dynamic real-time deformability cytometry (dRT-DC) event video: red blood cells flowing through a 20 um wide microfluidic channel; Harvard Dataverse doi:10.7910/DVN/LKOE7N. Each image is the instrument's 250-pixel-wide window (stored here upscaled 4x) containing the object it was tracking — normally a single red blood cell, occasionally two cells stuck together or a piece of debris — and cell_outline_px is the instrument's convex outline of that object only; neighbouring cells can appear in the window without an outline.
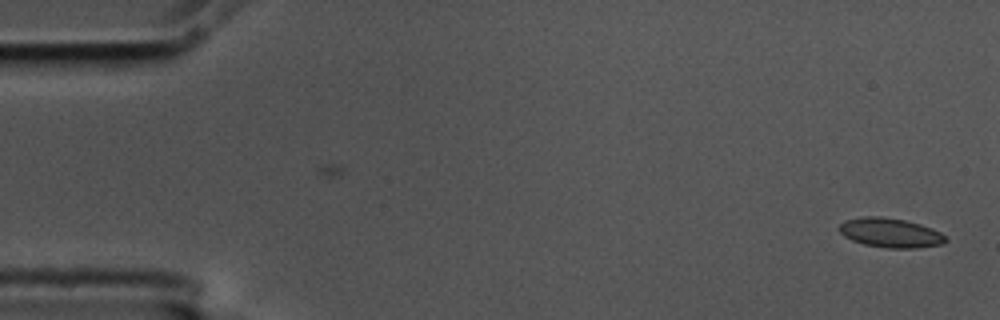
{"species": "common noctule bat (a hibernating species)", "species_latin": "Nyctalus noctula", "temperature_condition": "cold", "stored_images_in_passage": 2, "camera_frame_rate_fps": 3000, "um_per_image_px": 0.085, "animal": {"sex": "male", "body_mass_g": 17.5, "forearm_length_mm": 52.3}, "frame": {"image": 1, "passage_image": 2, "time_ms": 0.333, "image_size_px": [1000, 320], "cell_outline_px": [[948, 240], [944, 244], [916, 248], [888, 248], [864, 244], [852, 240], [844, 236], [836, 228], [844, 220], [860, 216], [880, 216], [904, 220], [920, 224], [932, 228], [940, 232]], "centroid_in_image_um": [75.66, 19.78], "position_along_channel_um": 9.3, "area_um2": 18.38}}